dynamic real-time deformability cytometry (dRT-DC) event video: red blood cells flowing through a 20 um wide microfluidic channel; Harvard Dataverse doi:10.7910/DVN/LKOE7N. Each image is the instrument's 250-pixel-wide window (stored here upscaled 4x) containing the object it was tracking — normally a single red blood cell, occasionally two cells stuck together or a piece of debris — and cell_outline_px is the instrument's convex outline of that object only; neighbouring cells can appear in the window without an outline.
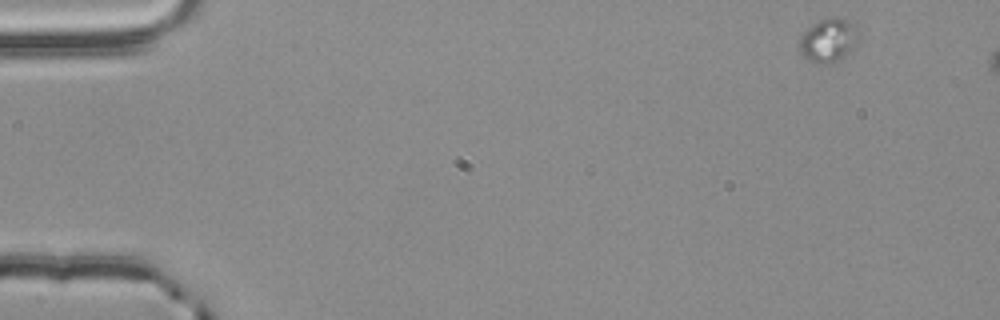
{"species": "common noctule bat (a hibernating species)", "species_latin": "Nyctalus noctula", "temperature_condition": "room temperature", "stored_images_in_passage": 18, "camera_frame_rate_fps": 3000, "um_per_image_px": 0.085, "animal": {"sex": "male", "body_mass_g": 20.4}, "frame": {"image": 1, "passage_image": 1, "time_ms": 0.0, "image_size_px": [1000, 320], "cell_outline_px": [[856, 36], [844, 56], [828, 64], [824, 64], [808, 60], [800, 52], [800, 36], [808, 28], [820, 20], [832, 16], [840, 16], [852, 24], [856, 32]], "centroid_in_image_um": [70.33, 3.4], "position_along_channel_um": 14.7, "area_um2": 14.22}}